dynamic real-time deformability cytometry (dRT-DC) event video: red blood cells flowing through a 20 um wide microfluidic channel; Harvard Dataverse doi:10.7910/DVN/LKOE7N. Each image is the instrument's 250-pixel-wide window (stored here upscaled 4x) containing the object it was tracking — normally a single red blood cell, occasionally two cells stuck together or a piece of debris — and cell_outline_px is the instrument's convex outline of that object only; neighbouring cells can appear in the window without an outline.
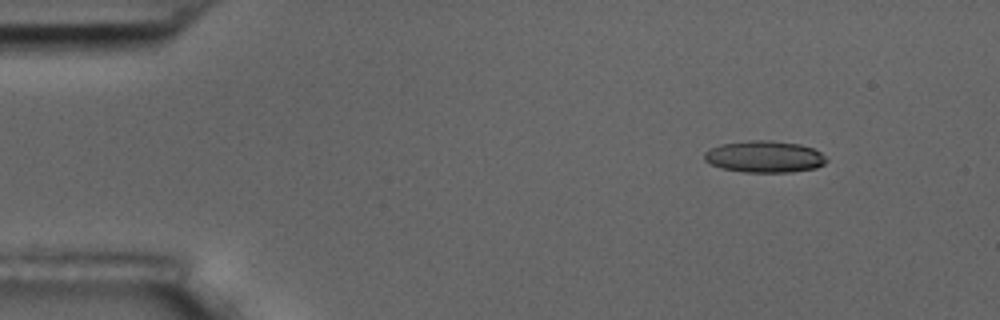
{"species": "common noctule bat (a hibernating species)", "species_latin": "Nyctalus noctula", "temperature_condition": "room temperature", "stored_images_in_passage": 6, "segment_of_instrument_passage": [2, 2], "camera_frame_rate_fps": 3000, "um_per_image_px": 0.085, "animal": {"sex": "male", "body_mass_g": 17.5, "forearm_length_mm": 52.3}, "frame": {"image": 1, "passage_image": 6, "time_ms": 6.667, "image_size_px": [1000, 320], "cell_outline_px": [[828, 160], [824, 164], [816, 168], [792, 172], [744, 172], [720, 168], [704, 160], [704, 152], [708, 148], [720, 144], [752, 140], [772, 140], [800, 144], [812, 148], [820, 152]], "centroid_in_image_um": [64.96, 13.31], "position_along_channel_um": 20.0, "area_um2": 22.72}}